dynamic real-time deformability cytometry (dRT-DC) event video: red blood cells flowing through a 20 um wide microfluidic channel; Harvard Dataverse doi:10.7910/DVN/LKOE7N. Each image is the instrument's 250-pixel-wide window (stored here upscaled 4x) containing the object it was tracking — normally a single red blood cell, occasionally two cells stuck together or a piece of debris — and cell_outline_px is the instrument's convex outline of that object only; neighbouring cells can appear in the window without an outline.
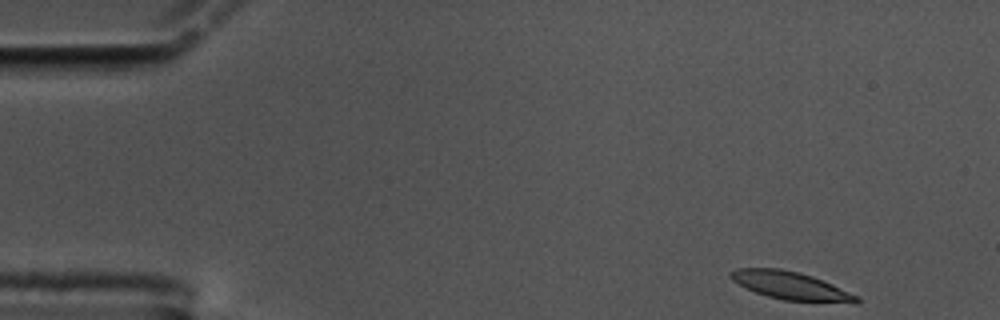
{"species": "common noctule bat (a hibernating species)", "species_latin": "Nyctalus noctula", "temperature_condition": "cold", "stored_images_in_passage": 53, "camera_frame_rate_fps": 3000, "um_per_image_px": 0.085, "animal": {"sex": "male", "body_mass_g": 17.5, "forearm_length_mm": 52.3}, "frame": {"image": 1, "passage_image": 1, "time_ms": 0.0, "image_size_px": [1000, 320], "cell_outline_px": [[860, 304], [856, 304], [784, 300], [768, 296], [756, 292], [732, 280], [728, 276], [728, 272], [736, 268], [780, 268], [800, 272], [812, 276], [832, 284], [860, 296]], "centroid_in_image_um": [67.28, 24.29], "position_along_channel_um": 17.7, "area_um2": 20.75}}
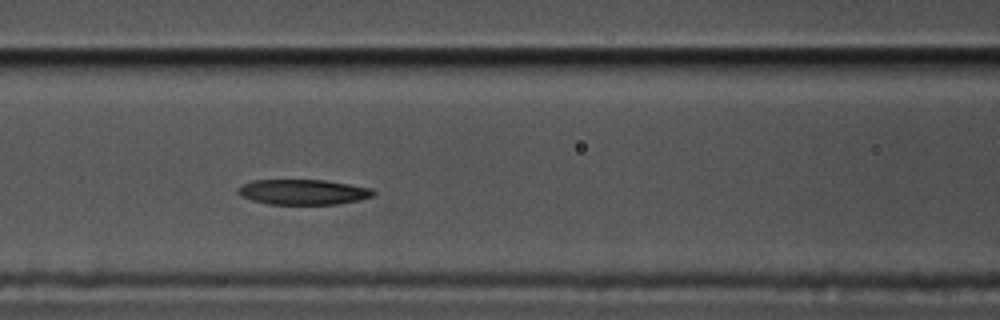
{"frame": {"image": 2, "passage_image": 20, "time_ms": 6.333, "image_size_px": [1000, 320], "cell_outline_px": [[376, 192], [372, 196], [340, 204], [268, 204], [252, 200], [240, 196], [236, 192], [236, 188], [240, 184], [252, 180], [324, 180], [372, 188]], "centroid_in_image_um": [25.69, 16.31], "position_along_channel_um": 140.9, "area_um2": 20.0}}
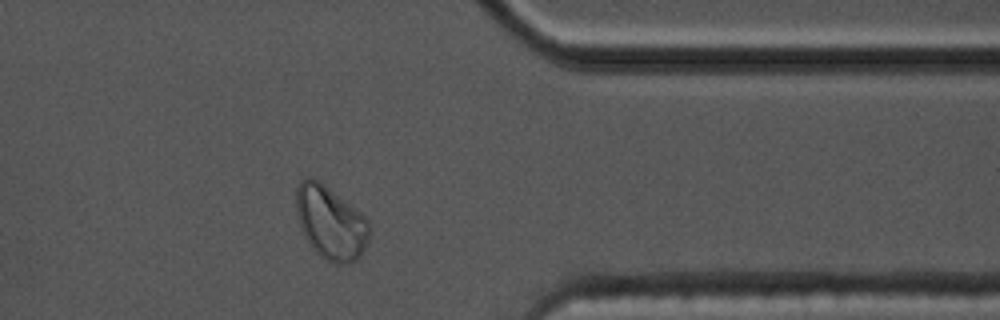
{"frame": {"image": 3, "passage_image": 42, "time_ms": 13.667, "image_size_px": [1000, 320], "cell_outline_px": [[368, 240], [360, 256], [356, 260], [348, 264], [332, 264], [324, 260], [312, 248], [304, 236], [296, 212], [296, 188], [300, 180], [304, 176], [312, 176], [320, 180], [360, 212], [368, 220]], "centroid_in_image_um": [28.06, 18.91], "position_along_channel_um": 383.3, "area_um2": 31.5}, "authors_computed_cell_mechanics": {"area_um2": 21.5594, "velocity_mm_per_s": 3.4708, "shape_relaxation_time_tau1_ms": null, "shape_relaxation_time_tau2_ms": 4.514, "deformation_change_tau1": null, "deformation_change_tau2": 0.1083}}